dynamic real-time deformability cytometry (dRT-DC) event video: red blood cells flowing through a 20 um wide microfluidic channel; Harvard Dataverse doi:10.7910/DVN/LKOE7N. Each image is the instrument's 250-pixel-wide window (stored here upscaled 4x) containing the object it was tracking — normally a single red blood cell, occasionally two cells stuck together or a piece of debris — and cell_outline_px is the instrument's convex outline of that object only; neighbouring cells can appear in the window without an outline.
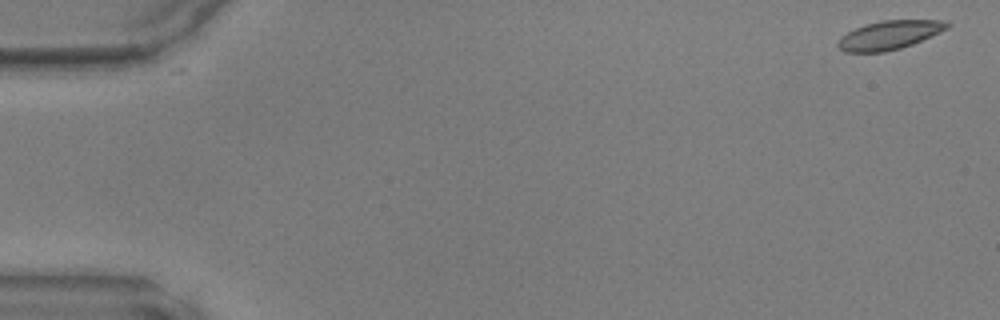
{"species": "common noctule bat (a hibernating species)", "species_latin": "Nyctalus noctula", "temperature_condition": "warm", "stored_images_in_passage": 2, "camera_frame_rate_fps": 3000, "um_per_image_px": 0.085, "animal": {"sex": "male", "body_mass_g": 17.9, "forearm_length_mm": 54.2}, "frame": {"image": 1, "passage_image": 1, "time_ms": 0.0, "image_size_px": [1000, 320], "cell_outline_px": [[952, 24], [948, 28], [940, 32], [912, 44], [900, 48], [884, 52], [844, 52], [836, 44], [840, 36], [864, 24], [880, 20], [940, 20]], "centroid_in_image_um": [75.57, 2.97], "position_along_channel_um": 9.4, "area_um2": 18.26}}